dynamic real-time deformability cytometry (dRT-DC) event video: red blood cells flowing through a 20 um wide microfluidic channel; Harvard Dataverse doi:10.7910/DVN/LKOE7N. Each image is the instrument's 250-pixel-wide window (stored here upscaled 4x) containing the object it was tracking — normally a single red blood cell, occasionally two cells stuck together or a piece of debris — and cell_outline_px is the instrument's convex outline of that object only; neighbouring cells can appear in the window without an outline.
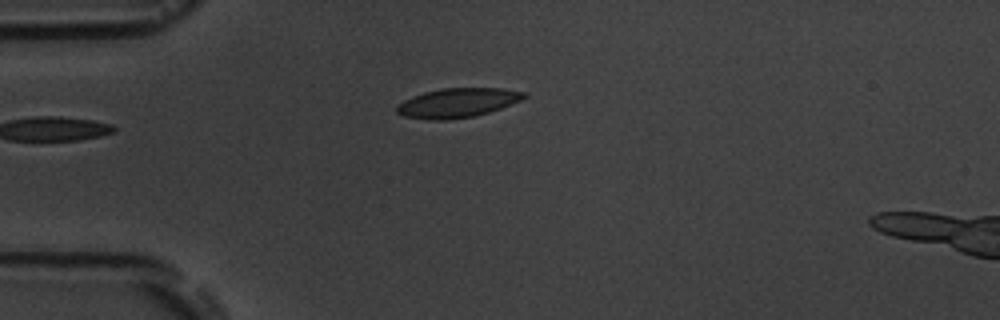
{"species": "common noctule bat (a hibernating species)", "species_latin": "Nyctalus noctula", "temperature_condition": "room temperature", "stored_images_in_passage": 2, "camera_frame_rate_fps": 3000, "um_per_image_px": 0.085, "animal": {"sex": "male", "body_mass_g": 19.5, "forearm_length_mm": 54.6}, "frame": {"image": 1, "passage_image": 2, "time_ms": 1.0, "image_size_px": [1000, 320], "cell_outline_px": [[528, 96], [512, 104], [488, 112], [472, 116], [448, 120], [428, 120], [404, 116], [396, 112], [396, 108], [404, 100], [412, 96], [424, 92], [440, 88], [504, 88], [524, 92]], "centroid_in_image_um": [38.88, 8.73], "position_along_channel_um": 46.1, "area_um2": 21.68}}